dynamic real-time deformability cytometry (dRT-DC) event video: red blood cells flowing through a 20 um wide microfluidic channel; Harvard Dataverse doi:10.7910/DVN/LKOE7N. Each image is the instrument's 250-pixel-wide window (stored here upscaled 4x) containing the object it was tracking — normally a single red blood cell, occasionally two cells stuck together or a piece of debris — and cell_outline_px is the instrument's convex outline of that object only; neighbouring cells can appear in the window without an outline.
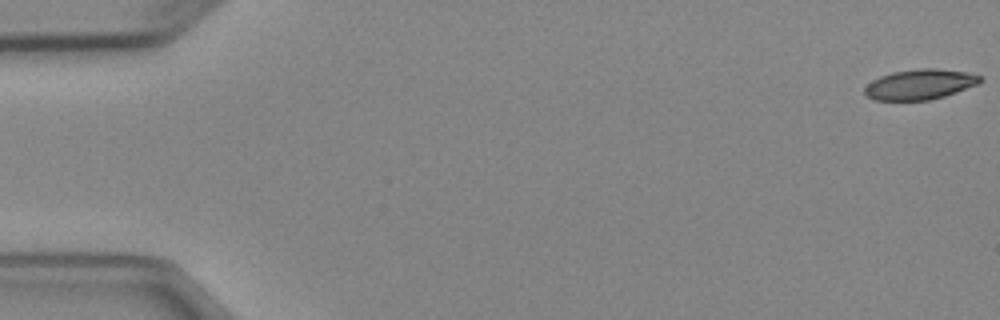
{"species": "Egyptian fruit bat (a non-hibernating species)", "species_latin": "Rousettus aegyptiacus", "temperature_condition": "cold", "stored_images_in_passage": 5, "camera_frame_rate_fps": 3000, "um_per_image_px": 0.085, "animal": {"sex": "female"}, "frame": {"image": 1, "passage_image": 1, "time_ms": 0.0, "image_size_px": [1000, 320], "cell_outline_px": [[984, 80], [976, 84], [956, 92], [944, 96], [928, 100], [876, 100], [868, 96], [864, 92], [864, 88], [872, 80], [880, 76], [892, 72], [920, 68], [936, 68], [964, 72], [984, 76]], "centroid_in_image_um": [78.2, 7.16], "position_along_channel_um": 6.8, "area_um2": 20.23}}